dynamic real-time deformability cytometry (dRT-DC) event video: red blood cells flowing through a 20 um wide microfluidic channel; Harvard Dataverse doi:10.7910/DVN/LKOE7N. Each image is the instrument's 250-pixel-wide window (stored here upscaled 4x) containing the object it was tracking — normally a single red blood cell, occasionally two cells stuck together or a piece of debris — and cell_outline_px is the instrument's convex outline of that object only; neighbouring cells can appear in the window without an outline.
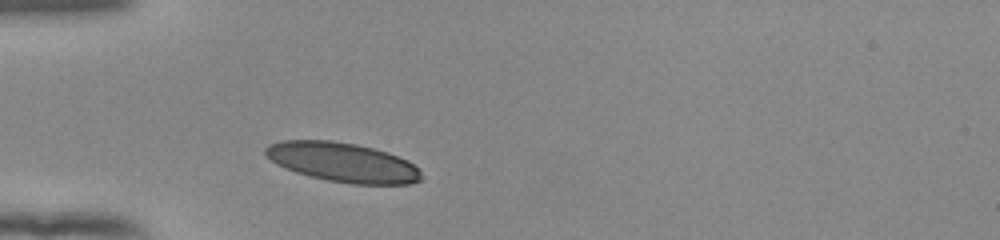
{"species": "human", "species_latin": "Homo sapiens", "temperature_condition": "room temperature", "stored_images_in_passage": 30, "camera_frame_rate_fps": 3000, "um_per_image_px": 0.085, "donor": {"sex": "female"}, "frame": {"image": 1, "passage_image": 1, "time_ms": 0.0, "image_size_px": [1000, 240], "cell_outline_px": [[420, 180], [412, 184], [352, 184], [328, 180], [296, 172], [276, 164], [264, 152], [264, 148], [268, 144], [280, 140], [332, 140], [356, 144], [388, 152], [408, 160], [420, 168]], "centroid_in_image_um": [29.14, 13.78], "position_along_channel_um": 55.9, "area_um2": 35.78}}
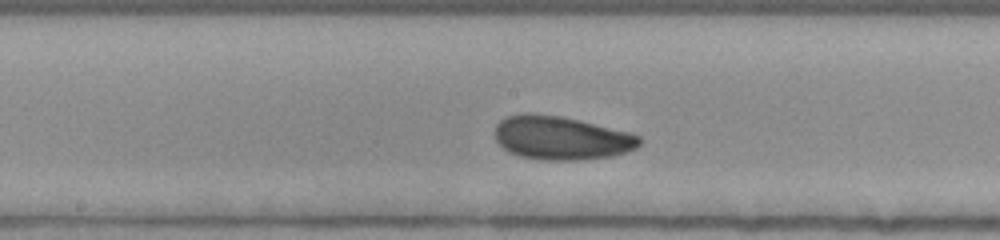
{"frame": {"image": 2, "passage_image": 13, "time_ms": 4.0, "image_size_px": [1000, 240], "cell_outline_px": [[640, 144], [636, 148], [612, 156], [576, 160], [544, 160], [520, 156], [508, 152], [496, 140], [496, 124], [500, 120], [508, 116], [532, 112], [560, 116], [632, 132], [640, 136]], "centroid_in_image_um": [47.71, 11.72], "position_along_channel_um": 200.5, "area_um2": 36.65}}
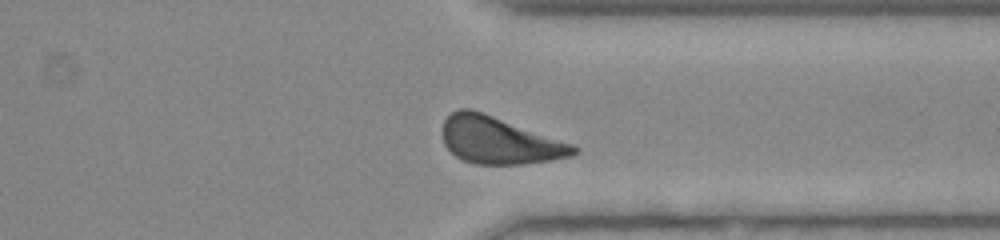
{"frame": {"image": 3, "passage_image": 26, "time_ms": 8.333, "image_size_px": [1000, 240], "cell_outline_px": [[580, 152], [572, 156], [552, 160], [520, 164], [472, 164], [456, 156], [444, 144], [444, 120], [452, 112], [460, 108], [472, 108], [572, 144], [580, 148]], "centroid_in_image_um": [42.46, 11.94], "position_along_channel_um": 368.9, "area_um2": 35.66}, "authors_computed_cell_mechanics": {"area_um2": 35.7782, "velocity_mm_per_s": 3.8897, "shape_relaxation_time_tau1_ms": 1.8983, "shape_relaxation_time_tau2_ms": 7.2046, "deformation_change_tau1": 0.0901, "deformation_change_tau2": 0.1339}}